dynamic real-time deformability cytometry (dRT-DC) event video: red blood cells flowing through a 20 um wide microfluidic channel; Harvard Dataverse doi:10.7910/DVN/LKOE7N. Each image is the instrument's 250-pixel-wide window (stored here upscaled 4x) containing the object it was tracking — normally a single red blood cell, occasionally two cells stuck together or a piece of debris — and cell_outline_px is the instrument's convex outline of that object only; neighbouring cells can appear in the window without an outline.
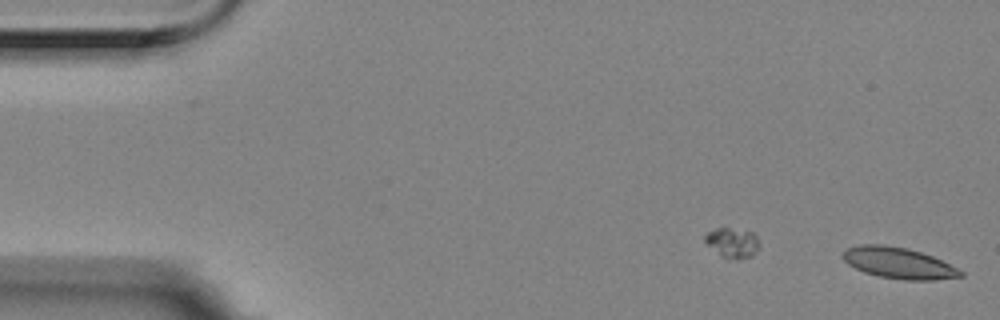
{"species": "Egyptian fruit bat (a non-hibernating species)", "species_latin": "Rousettus aegyptiacus", "temperature_condition": "room temperature", "stored_images_in_passage": 6, "camera_frame_rate_fps": 3000, "um_per_image_px": 0.085, "animal": {"sex": "female"}, "frame": {"image": 1, "passage_image": 1, "time_ms": 0.0, "image_size_px": [1000, 320], "cell_outline_px": [[964, 276], [936, 280], [904, 280], [880, 276], [864, 272], [848, 264], [840, 256], [848, 248], [860, 244], [884, 244], [908, 248], [932, 256], [964, 272]], "centroid_in_image_um": [76.36, 22.35], "position_along_channel_um": 8.6, "area_um2": 21.27}}
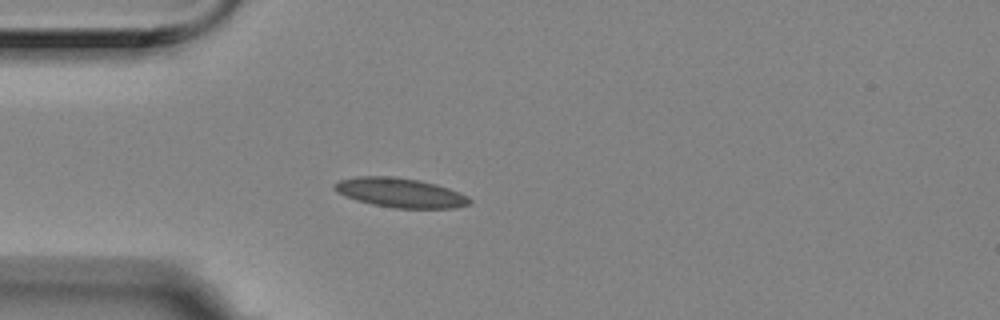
{"frame": {"image": 2, "passage_image": 5, "time_ms": 1.333, "image_size_px": [1000, 320], "cell_outline_px": [[472, 204], [456, 208], [392, 208], [372, 204], [356, 200], [344, 196], [336, 192], [332, 188], [332, 184], [340, 180], [360, 176], [392, 176], [416, 180], [436, 184], [460, 192], [468, 196], [472, 200]], "centroid_in_image_um": [34.02, 16.39], "position_along_channel_um": 51.0, "area_um2": 23.35}}